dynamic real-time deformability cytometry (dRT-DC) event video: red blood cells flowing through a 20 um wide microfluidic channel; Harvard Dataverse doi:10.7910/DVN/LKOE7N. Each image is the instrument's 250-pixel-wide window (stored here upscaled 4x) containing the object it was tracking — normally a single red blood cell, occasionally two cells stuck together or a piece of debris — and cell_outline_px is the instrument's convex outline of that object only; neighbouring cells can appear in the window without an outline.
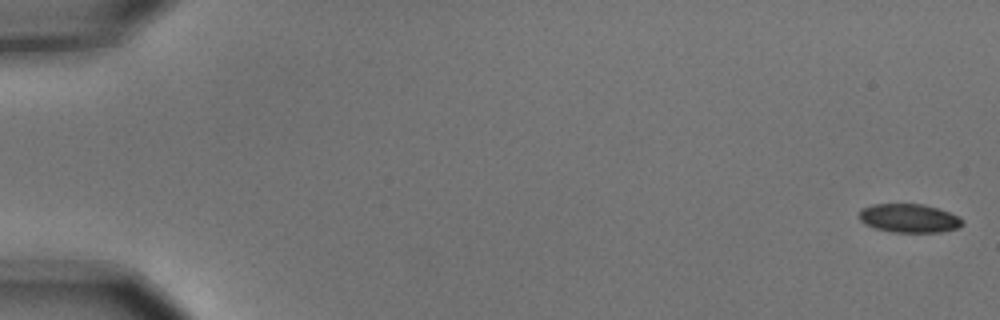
{"species": "common noctule bat (a hibernating species)", "species_latin": "Nyctalus noctula", "temperature_condition": "cold", "stored_images_in_passage": 6, "segment_of_instrument_passage": [1, 2], "camera_frame_rate_fps": 3000, "um_per_image_px": 0.085, "animal": {"sex": "male", "body_mass_g": 15.6}, "frame": {"image": 1, "passage_image": 1, "time_ms": 0.0, "image_size_px": [1000, 320], "cell_outline_px": [[964, 224], [960, 228], [940, 232], [892, 232], [876, 228], [864, 224], [860, 220], [860, 208], [872, 204], [924, 204], [960, 216], [964, 220]], "centroid_in_image_um": [77.3, 18.55], "position_along_channel_um": 7.7, "area_um2": 17.4}}
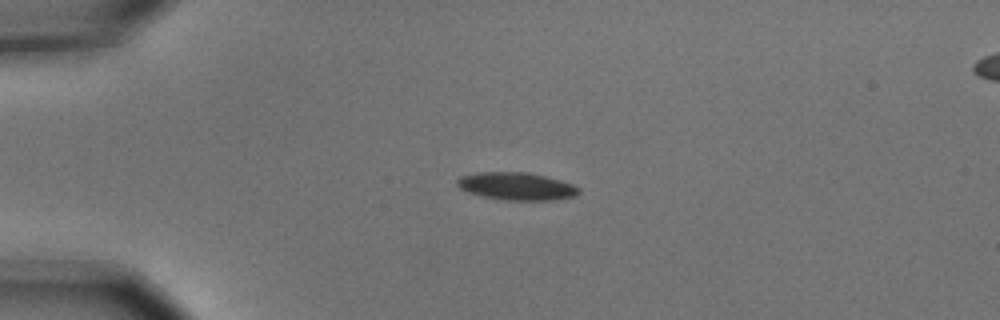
{"frame": {"image": 2, "passage_image": 4, "time_ms": 1.0, "image_size_px": [1000, 320], "cell_outline_px": [[580, 192], [576, 196], [552, 200], [504, 200], [480, 196], [468, 192], [460, 188], [456, 184], [456, 180], [460, 176], [476, 172], [528, 172], [560, 180], [572, 184], [580, 188]], "centroid_in_image_um": [43.88, 15.83], "position_along_channel_um": 41.1, "area_um2": 19.71}}